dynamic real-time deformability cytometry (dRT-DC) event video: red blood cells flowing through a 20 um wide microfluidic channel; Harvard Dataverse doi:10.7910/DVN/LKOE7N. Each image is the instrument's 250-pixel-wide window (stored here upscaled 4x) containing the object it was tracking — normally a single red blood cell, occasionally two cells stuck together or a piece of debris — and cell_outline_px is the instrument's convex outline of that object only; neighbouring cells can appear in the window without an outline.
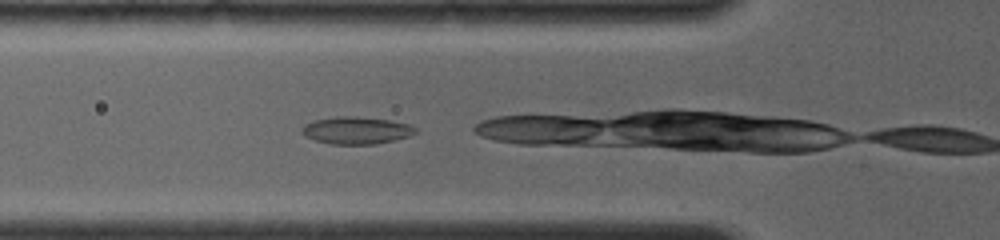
{"species": "common noctule bat (a hibernating species)", "species_latin": "Nyctalus noctula", "temperature_condition": "room temperature", "stored_images_in_passage": 6, "camera_frame_rate_fps": 4000, "um_per_image_px": 0.085, "animal": {"sex": "female", "body_mass_g": 19.0, "forearm_length_mm": 56.7}, "frame": {"image": 1, "passage_image": 4, "time_ms": 0.5, "image_size_px": [1000, 240], "cell_outline_px": [[416, 132], [408, 136], [376, 144], [332, 144], [316, 140], [304, 136], [300, 132], [300, 128], [304, 124], [312, 120], [336, 116], [356, 116], [388, 120], [408, 124], [416, 128]], "centroid_in_image_um": [30.21, 11.07], "position_along_channel_um": 95.6, "area_um2": 18.03}}